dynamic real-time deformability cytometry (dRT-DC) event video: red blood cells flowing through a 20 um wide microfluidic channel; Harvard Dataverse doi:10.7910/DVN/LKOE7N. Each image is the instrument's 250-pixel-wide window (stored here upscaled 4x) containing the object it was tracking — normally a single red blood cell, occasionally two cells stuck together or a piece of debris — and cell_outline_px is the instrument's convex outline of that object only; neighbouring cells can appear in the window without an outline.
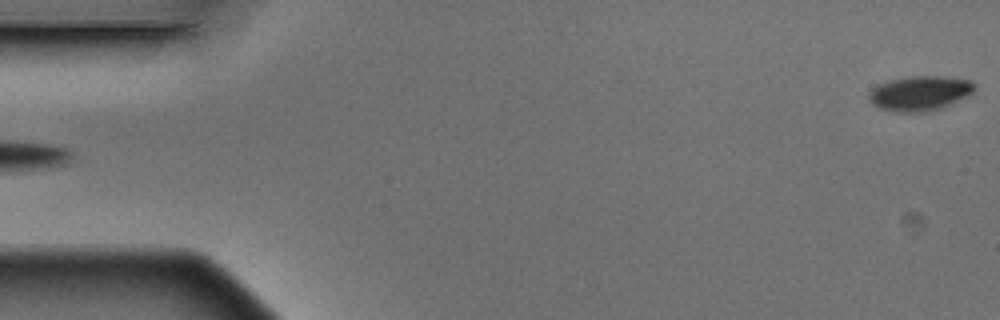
{"species": "Egyptian fruit bat (a non-hibernating species)", "species_latin": "Rousettus aegyptiacus", "temperature_condition": "warm", "stored_images_in_passage": 5, "camera_frame_rate_fps": 3000, "um_per_image_px": 0.085, "animal": {"sex": "male"}, "frame": {"image": 1, "passage_image": 5, "time_ms": 1.333, "image_size_px": [1000, 320], "cell_outline_px": [[976, 88], [968, 96], [940, 108], [924, 112], [892, 112], [880, 108], [872, 104], [868, 100], [868, 92], [872, 88], [888, 80], [912, 76], [944, 76], [972, 80], [976, 84]], "centroid_in_image_um": [78.18, 7.92], "position_along_channel_um": 6.8, "area_um2": 21.62}}